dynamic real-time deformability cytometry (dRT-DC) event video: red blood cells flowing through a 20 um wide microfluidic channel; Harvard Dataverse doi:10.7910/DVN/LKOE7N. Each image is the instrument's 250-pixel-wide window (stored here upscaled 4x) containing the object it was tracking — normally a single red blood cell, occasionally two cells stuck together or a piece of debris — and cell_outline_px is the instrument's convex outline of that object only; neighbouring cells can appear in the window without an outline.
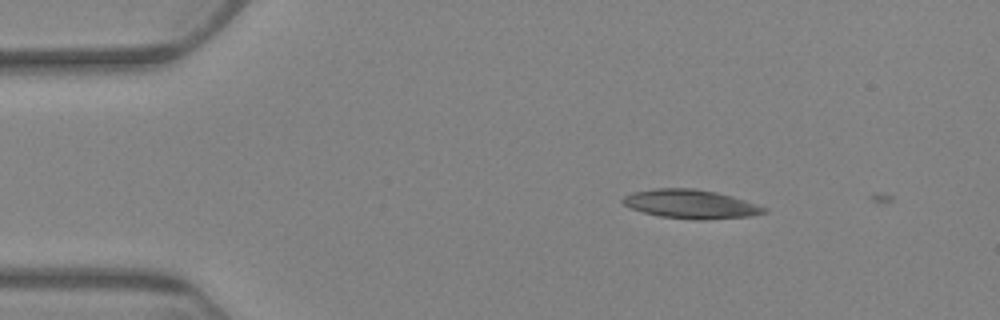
{"species": "Egyptian fruit bat (a non-hibernating species)", "species_latin": "Rousettus aegyptiacus", "temperature_condition": "warm", "stored_images_in_passage": 2, "camera_frame_rate_fps": 3000, "um_per_image_px": 0.085, "animal": {"sex": "female"}, "frame": {"image": 1, "passage_image": 1, "time_ms": 0.0, "image_size_px": [1000, 320], "cell_outline_px": [[768, 212], [752, 216], [704, 220], [696, 220], [660, 216], [644, 212], [632, 208], [624, 204], [620, 200], [624, 196], [632, 192], [656, 188], [696, 188], [716, 192], [732, 196], [768, 208]], "centroid_in_image_um": [58.74, 17.34], "position_along_channel_um": 26.3, "area_um2": 23.81}}